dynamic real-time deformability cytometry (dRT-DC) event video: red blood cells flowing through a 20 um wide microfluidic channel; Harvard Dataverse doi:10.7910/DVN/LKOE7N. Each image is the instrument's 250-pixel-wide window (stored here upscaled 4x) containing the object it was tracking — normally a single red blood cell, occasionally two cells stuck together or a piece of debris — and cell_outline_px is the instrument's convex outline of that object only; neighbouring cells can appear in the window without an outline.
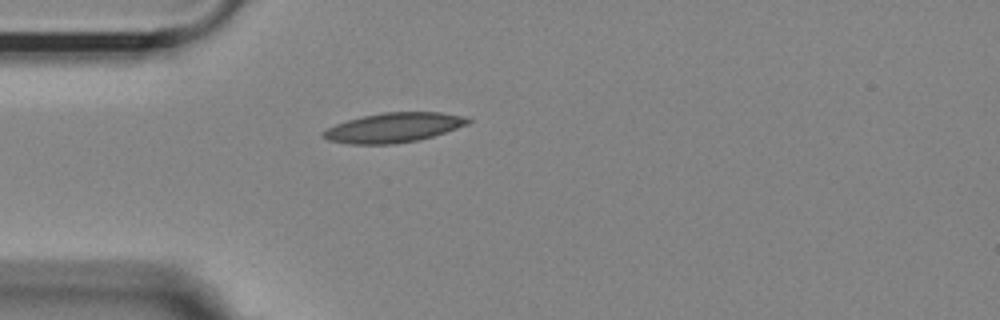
{"species": "Egyptian fruit bat (a non-hibernating species)", "species_latin": "Rousettus aegyptiacus", "temperature_condition": "room temperature", "stored_images_in_passage": 30, "camera_frame_rate_fps": 3000, "um_per_image_px": 0.085, "animal": {"sex": "female"}, "frame": {"image": 1, "passage_image": 1, "time_ms": 0.0, "image_size_px": [1000, 320], "cell_outline_px": [[472, 120], [468, 124], [420, 140], [392, 144], [348, 144], [328, 140], [320, 136], [320, 132], [336, 124], [348, 120], [364, 116], [384, 112], [440, 112], [460, 116]], "centroid_in_image_um": [33.4, 10.85], "position_along_channel_um": 51.6, "area_um2": 24.8}}
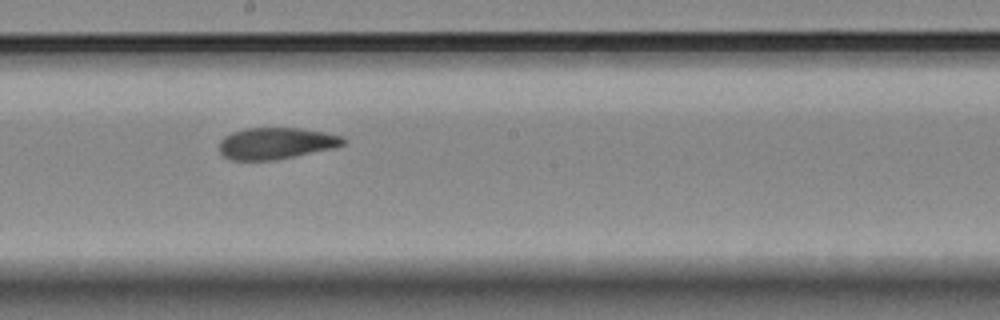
{"frame": {"image": 2, "passage_image": 16, "time_ms": 5.0, "image_size_px": [1000, 320], "cell_outline_px": [[348, 140], [344, 144], [332, 148], [296, 156], [276, 160], [232, 160], [224, 156], [220, 152], [220, 140], [224, 136], [232, 132], [244, 128], [300, 128], [324, 132], [344, 136]], "centroid_in_image_um": [23.48, 12.18], "position_along_channel_um": 224.7, "area_um2": 22.89}}
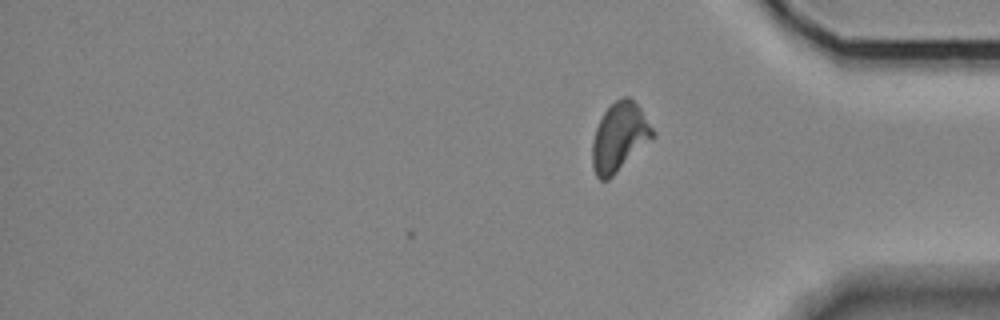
{"frame": {"image": 3, "passage_image": 30, "time_ms": 9.667, "image_size_px": [1000, 320], "cell_outline_px": [[656, 136], [608, 180], [600, 180], [596, 176], [592, 164], [592, 140], [596, 128], [604, 112], [616, 100], [624, 96], [628, 96], [640, 108], [656, 132]], "centroid_in_image_um": [52.66, 11.66], "position_along_channel_um": 382.5, "area_um2": 24.1}, "authors_computed_cell_mechanics": {"area_um2": 23.2934, "velocity_mm_per_s": 3.6115, "shape_relaxation_time_tau1_ms": 9.8309, "shape_relaxation_time_tau2_ms": 2.4585, "deformation_change_tau1": 0.212, "deformation_change_tau2": 0.0869}}